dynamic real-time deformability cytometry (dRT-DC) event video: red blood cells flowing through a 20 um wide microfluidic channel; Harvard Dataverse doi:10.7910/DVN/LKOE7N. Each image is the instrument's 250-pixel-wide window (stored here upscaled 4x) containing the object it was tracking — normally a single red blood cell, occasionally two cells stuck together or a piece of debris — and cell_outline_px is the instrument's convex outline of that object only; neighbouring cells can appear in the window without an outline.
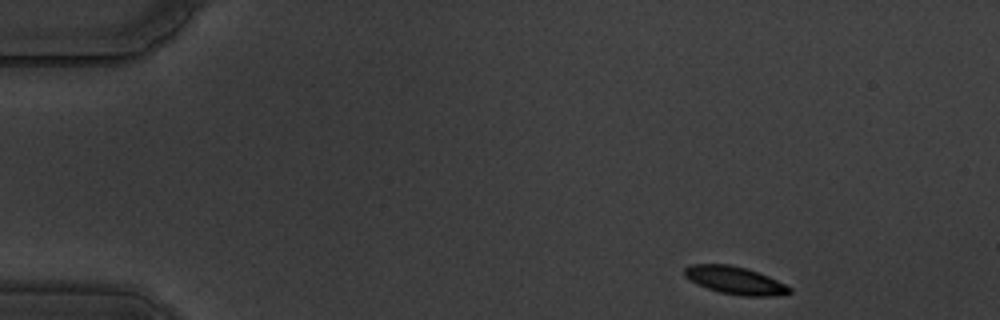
{"species": "common noctule bat (a hibernating species)", "species_latin": "Nyctalus noctula", "temperature_condition": "warm", "stored_images_in_passage": 52, "camera_frame_rate_fps": 3000, "um_per_image_px": 0.085, "animal": {"sex": "male", "body_mass_g": 19.5, "forearm_length_mm": 54.6}, "frame": {"image": 1, "passage_image": 1, "time_ms": 0.0, "image_size_px": [1000, 320], "cell_outline_px": [[792, 292], [772, 296], [740, 296], [720, 292], [708, 288], [684, 276], [684, 268], [692, 264], [728, 264], [748, 268], [768, 276], [792, 288]], "centroid_in_image_um": [62.49, 23.82], "position_along_channel_um": 22.5, "area_um2": 16.76}}
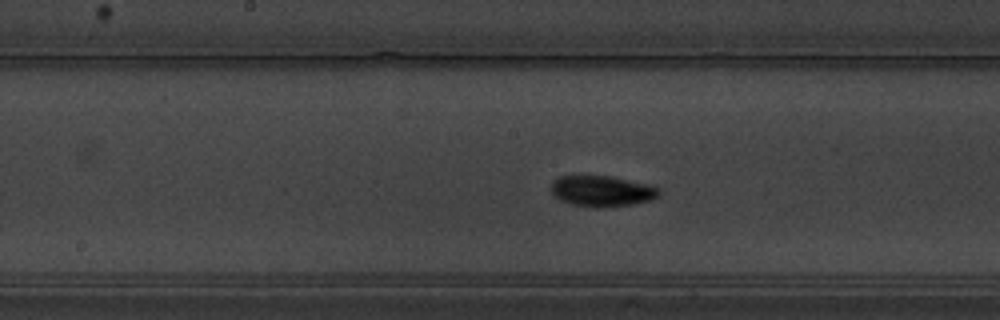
{"frame": {"image": 2, "passage_image": 24, "time_ms": 7.667, "image_size_px": [1000, 320], "cell_outline_px": [[660, 192], [656, 196], [648, 200], [632, 204], [592, 208], [568, 204], [552, 196], [548, 188], [552, 180], [556, 176], [612, 176], [660, 188]], "centroid_in_image_um": [51.01, 16.24], "position_along_channel_um": 197.2, "area_um2": 19.54}}
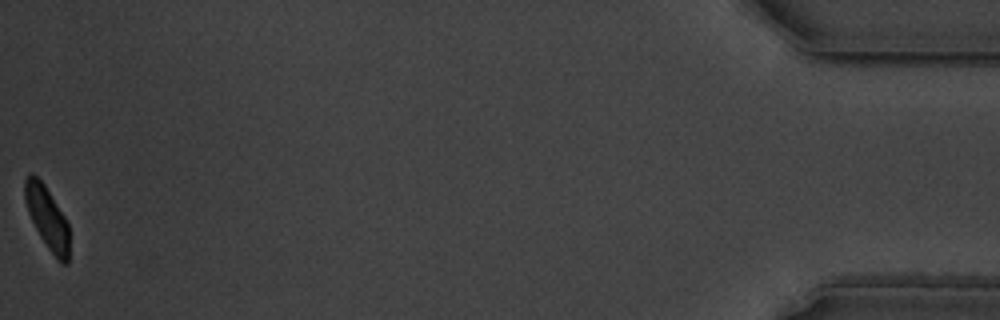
{"frame": {"image": 3, "passage_image": 52, "time_ms": 17.0, "image_size_px": [1000, 320], "cell_outline_px": [[68, 264], [60, 264], [56, 260], [40, 236], [28, 212], [24, 200], [24, 180], [28, 172], [32, 172], [44, 184], [64, 216], [68, 224]], "centroid_in_image_um": [3.99, 18.5], "position_along_channel_um": 431.2, "area_um2": 16.13}, "authors_computed_cell_mechanics": {"area_um2": 17.9469, "velocity_mm_per_s": 3.4873, "shape_relaxation_time_tau1_ms": 3.1234, "shape_relaxation_time_tau2_ms": 1.8311, "deformation_change_tau1": 0.1136, "deformation_change_tau2": 0.0554}}